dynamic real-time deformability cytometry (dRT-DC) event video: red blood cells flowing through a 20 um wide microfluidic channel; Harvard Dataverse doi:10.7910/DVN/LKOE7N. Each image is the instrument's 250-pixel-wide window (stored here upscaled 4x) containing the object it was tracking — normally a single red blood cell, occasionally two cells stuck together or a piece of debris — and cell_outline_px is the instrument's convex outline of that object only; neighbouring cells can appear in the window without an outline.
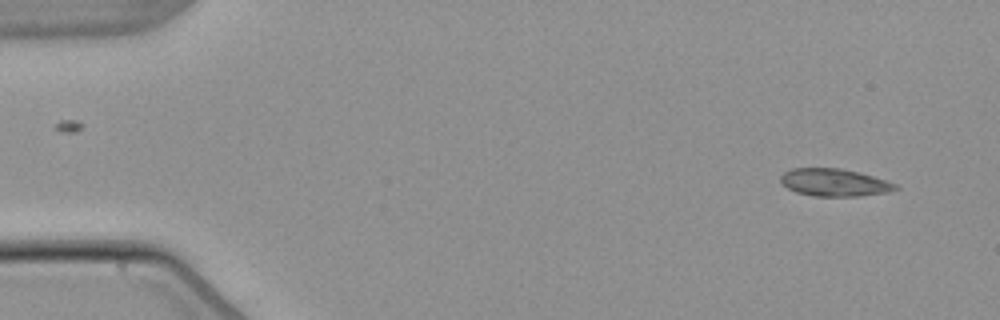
{"species": "common noctule bat (a hibernating species)", "species_latin": "Nyctalus noctula", "temperature_condition": "warm", "stored_images_in_passage": 3, "camera_frame_rate_fps": 3000, "um_per_image_px": 0.085, "animal": {"sex": "male", "body_mass_g": 21.5, "forearm_length_mm": 52.0}, "frame": {"image": 1, "passage_image": 3, "time_ms": 2.667, "image_size_px": [1000, 320], "cell_outline_px": [[900, 188], [888, 192], [860, 196], [816, 196], [796, 192], [788, 188], [780, 180], [780, 176], [784, 172], [792, 168], [840, 168], [872, 176], [896, 184]], "centroid_in_image_um": [70.91, 15.51], "position_along_channel_um": 14.1, "area_um2": 18.21}}